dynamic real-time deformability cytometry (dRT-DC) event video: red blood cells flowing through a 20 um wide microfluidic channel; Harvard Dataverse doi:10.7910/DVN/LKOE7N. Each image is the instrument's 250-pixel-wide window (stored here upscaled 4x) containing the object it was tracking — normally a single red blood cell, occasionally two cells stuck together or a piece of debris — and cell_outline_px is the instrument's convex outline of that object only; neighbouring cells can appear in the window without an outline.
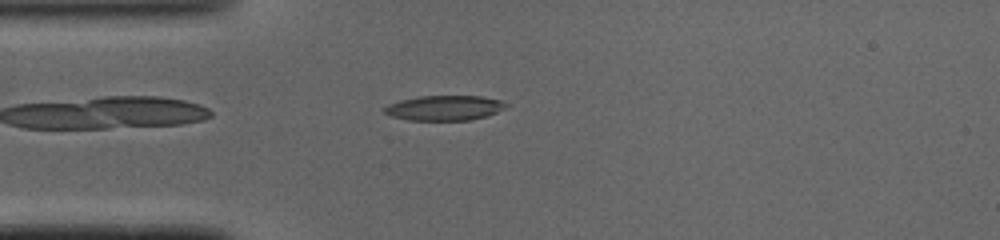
{"species": "common noctule bat (a hibernating species)", "species_latin": "Nyctalus noctula", "temperature_condition": "cold", "stored_images_in_passage": 39, "camera_frame_rate_fps": 3000, "um_per_image_px": 0.085, "animal": {"sex": "male", "body_mass_g": 19.0, "forearm_length_mm": 50.8}, "frame": {"image": 1, "passage_image": 3, "time_ms": 0.667, "image_size_px": [1000, 240], "cell_outline_px": [[508, 104], [504, 108], [496, 112], [484, 116], [468, 120], [408, 120], [392, 116], [384, 112], [384, 108], [388, 104], [400, 100], [420, 96], [480, 96], [500, 100]], "centroid_in_image_um": [37.75, 9.17], "position_along_channel_um": 47.2, "area_um2": 17.46}}
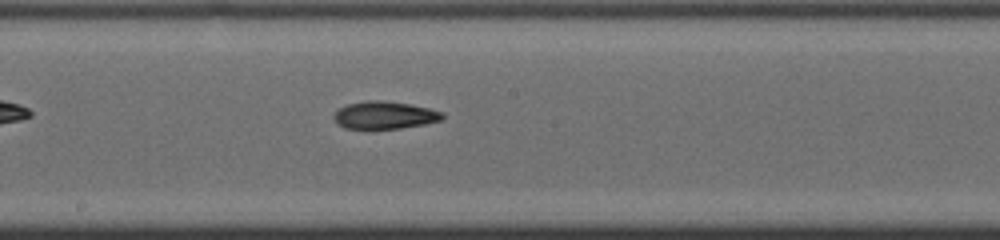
{"frame": {"image": 2, "passage_image": 16, "time_ms": 5.0, "image_size_px": [1000, 240], "cell_outline_px": [[444, 116], [440, 120], [424, 124], [400, 128], [344, 128], [336, 124], [332, 116], [340, 108], [348, 104], [368, 100], [380, 100], [408, 104], [428, 108], [444, 112]], "centroid_in_image_um": [32.66, 9.79], "position_along_channel_um": 215.5, "area_um2": 17.22}}
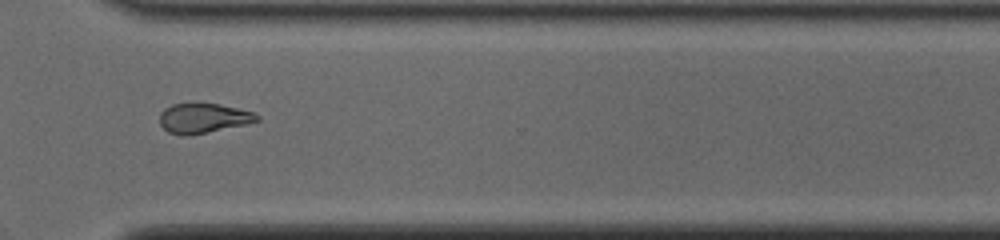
{"frame": {"image": 3, "passage_image": 26, "time_ms": 8.333, "image_size_px": [1000, 240], "cell_outline_px": [[260, 120], [244, 124], [208, 132], [188, 136], [180, 136], [168, 132], [160, 124], [160, 112], [164, 108], [172, 104], [220, 104], [256, 112], [260, 116]], "centroid_in_image_um": [17.28, 10.05], "position_along_channel_um": 353.3, "area_um2": 16.88}, "authors_computed_cell_mechanics": {"area_um2": 17.8602, "velocity_mm_per_s": 4.1091, "shape_relaxation_time_tau1_ms": 6.1644, "shape_relaxation_time_tau2_ms": null, "deformation_change_tau1": 0.1617, "deformation_change_tau2": null}}